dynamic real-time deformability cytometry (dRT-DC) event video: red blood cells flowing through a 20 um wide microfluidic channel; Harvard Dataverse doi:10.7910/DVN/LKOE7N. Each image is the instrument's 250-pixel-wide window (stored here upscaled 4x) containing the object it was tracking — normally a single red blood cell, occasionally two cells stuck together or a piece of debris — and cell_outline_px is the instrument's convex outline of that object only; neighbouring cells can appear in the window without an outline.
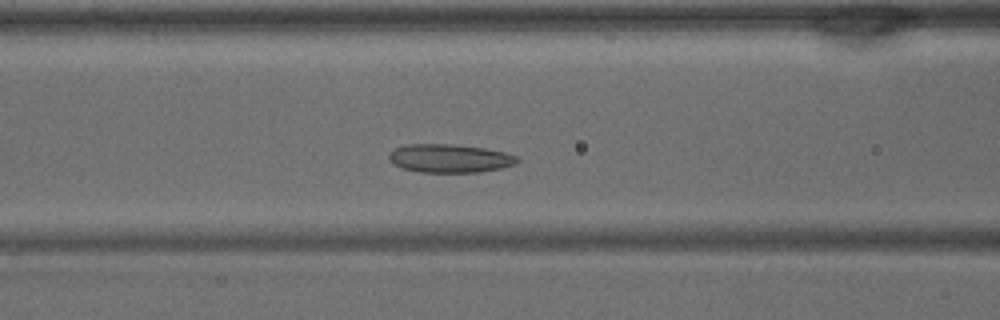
{"species": "common noctule bat (a hibernating species)", "species_latin": "Nyctalus noctula", "temperature_condition": "warm", "stored_images_in_passage": 40, "camera_frame_rate_fps": 3000, "um_per_image_px": 0.085, "animal": {"sex": "male", "body_mass_g": 15.6}, "frame": {"image": 1, "passage_image": 15, "time_ms": 4.667, "image_size_px": [1000, 320], "cell_outline_px": [[520, 160], [516, 164], [500, 168], [480, 172], [420, 172], [400, 168], [392, 164], [388, 160], [388, 152], [396, 148], [408, 144], [452, 144], [484, 148], [504, 152], [520, 156]], "centroid_in_image_um": [38.21, 13.46], "position_along_channel_um": 128.4, "area_um2": 21.5}}
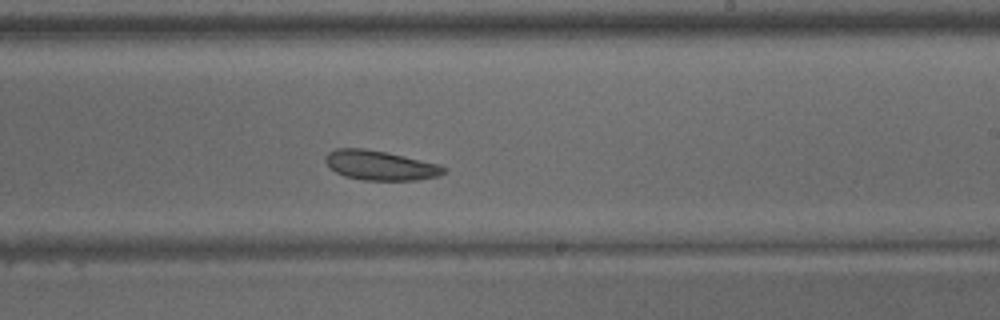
{"frame": {"image": 2, "passage_image": 23, "time_ms": 7.333, "image_size_px": [1000, 320], "cell_outline_px": [[448, 168], [440, 176], [416, 180], [364, 180], [344, 176], [336, 172], [324, 160], [324, 156], [328, 152], [336, 148], [364, 148], [384, 152], [440, 164]], "centroid_in_image_um": [32.32, 14.06], "position_along_channel_um": 256.7, "area_um2": 20.35}}
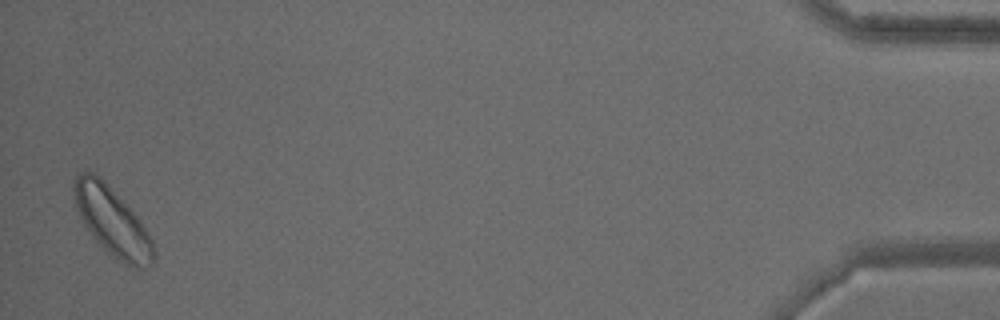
{"frame": {"image": 3, "passage_image": 39, "time_ms": 12.667, "image_size_px": [1000, 320], "cell_outline_px": [[156, 260], [152, 264], [144, 268], [132, 268], [116, 260], [92, 236], [80, 220], [76, 208], [76, 176], [80, 172], [88, 168], [96, 172], [104, 180], [140, 220], [152, 240], [156, 252]], "centroid_in_image_um": [9.57, 18.86], "position_along_channel_um": 425.6, "area_um2": 31.73}}